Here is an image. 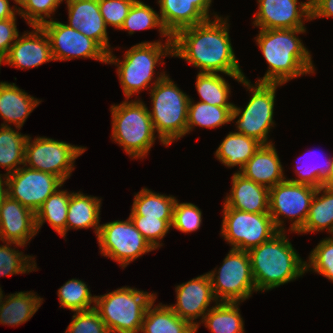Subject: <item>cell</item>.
I'll list each match as a JSON object with an SVG mask.
<instances>
[{"label": "cell", "instance_id": "1", "mask_svg": "<svg viewBox=\"0 0 333 333\" xmlns=\"http://www.w3.org/2000/svg\"><path fill=\"white\" fill-rule=\"evenodd\" d=\"M214 16V21L208 19L178 31L172 37V56L185 59L199 68V73L221 72L241 82L245 75L231 45L228 19Z\"/></svg>", "mask_w": 333, "mask_h": 333}, {"label": "cell", "instance_id": "2", "mask_svg": "<svg viewBox=\"0 0 333 333\" xmlns=\"http://www.w3.org/2000/svg\"><path fill=\"white\" fill-rule=\"evenodd\" d=\"M305 32L306 28L260 29L255 40L269 66L259 83L285 84L315 73L310 52L296 36Z\"/></svg>", "mask_w": 333, "mask_h": 333}, {"label": "cell", "instance_id": "3", "mask_svg": "<svg viewBox=\"0 0 333 333\" xmlns=\"http://www.w3.org/2000/svg\"><path fill=\"white\" fill-rule=\"evenodd\" d=\"M252 274L257 291H268L298 279L306 272L303 261L285 231H279L271 239L249 251Z\"/></svg>", "mask_w": 333, "mask_h": 333}, {"label": "cell", "instance_id": "4", "mask_svg": "<svg viewBox=\"0 0 333 333\" xmlns=\"http://www.w3.org/2000/svg\"><path fill=\"white\" fill-rule=\"evenodd\" d=\"M167 55L173 57L172 39H167L164 45L160 41L136 44L124 53L123 60L116 58L111 51L108 53L107 64L117 65V74L123 93L129 100L135 93L139 94L147 87L151 89L154 83L159 82L166 75L165 72H161L155 80L153 78L156 64L164 65L160 59ZM152 79L154 81L151 83Z\"/></svg>", "mask_w": 333, "mask_h": 333}, {"label": "cell", "instance_id": "5", "mask_svg": "<svg viewBox=\"0 0 333 333\" xmlns=\"http://www.w3.org/2000/svg\"><path fill=\"white\" fill-rule=\"evenodd\" d=\"M152 111H149L160 142L168 146L187 134L190 97L166 74L150 89Z\"/></svg>", "mask_w": 333, "mask_h": 333}, {"label": "cell", "instance_id": "6", "mask_svg": "<svg viewBox=\"0 0 333 333\" xmlns=\"http://www.w3.org/2000/svg\"><path fill=\"white\" fill-rule=\"evenodd\" d=\"M110 110L113 141L132 159H143L156 140L148 107L141 100L126 99L111 106Z\"/></svg>", "mask_w": 333, "mask_h": 333}, {"label": "cell", "instance_id": "7", "mask_svg": "<svg viewBox=\"0 0 333 333\" xmlns=\"http://www.w3.org/2000/svg\"><path fill=\"white\" fill-rule=\"evenodd\" d=\"M155 300L154 293L126 286L96 296L94 309L109 333H138L141 332L147 307Z\"/></svg>", "mask_w": 333, "mask_h": 333}, {"label": "cell", "instance_id": "8", "mask_svg": "<svg viewBox=\"0 0 333 333\" xmlns=\"http://www.w3.org/2000/svg\"><path fill=\"white\" fill-rule=\"evenodd\" d=\"M240 83L250 91L251 98L245 109L239 108L235 104L233 106L231 121L239 117L236 121L237 133L252 137L262 145L272 144L271 141H268V133L274 127L273 111L276 89L282 84L256 81L253 85L246 77Z\"/></svg>", "mask_w": 333, "mask_h": 333}, {"label": "cell", "instance_id": "9", "mask_svg": "<svg viewBox=\"0 0 333 333\" xmlns=\"http://www.w3.org/2000/svg\"><path fill=\"white\" fill-rule=\"evenodd\" d=\"M207 274L217 302H243L257 292L248 251L231 248L218 271Z\"/></svg>", "mask_w": 333, "mask_h": 333}, {"label": "cell", "instance_id": "10", "mask_svg": "<svg viewBox=\"0 0 333 333\" xmlns=\"http://www.w3.org/2000/svg\"><path fill=\"white\" fill-rule=\"evenodd\" d=\"M278 232L269 213H249L223 207L221 235L232 249L249 251Z\"/></svg>", "mask_w": 333, "mask_h": 333}, {"label": "cell", "instance_id": "11", "mask_svg": "<svg viewBox=\"0 0 333 333\" xmlns=\"http://www.w3.org/2000/svg\"><path fill=\"white\" fill-rule=\"evenodd\" d=\"M31 139L28 136L25 143L24 165L51 173L63 182L71 176L75 160L86 151V147L51 138L36 137L33 142Z\"/></svg>", "mask_w": 333, "mask_h": 333}, {"label": "cell", "instance_id": "12", "mask_svg": "<svg viewBox=\"0 0 333 333\" xmlns=\"http://www.w3.org/2000/svg\"><path fill=\"white\" fill-rule=\"evenodd\" d=\"M97 239L100 253L118 262L122 268L155 250L136 229L130 217L100 225Z\"/></svg>", "mask_w": 333, "mask_h": 333}, {"label": "cell", "instance_id": "13", "mask_svg": "<svg viewBox=\"0 0 333 333\" xmlns=\"http://www.w3.org/2000/svg\"><path fill=\"white\" fill-rule=\"evenodd\" d=\"M316 189L287 180L269 189V214L279 231H285L281 216L293 221L289 231L297 233L304 226Z\"/></svg>", "mask_w": 333, "mask_h": 333}, {"label": "cell", "instance_id": "14", "mask_svg": "<svg viewBox=\"0 0 333 333\" xmlns=\"http://www.w3.org/2000/svg\"><path fill=\"white\" fill-rule=\"evenodd\" d=\"M41 27L49 38L54 61L82 57L107 63L108 53L95 40L80 31L53 19Z\"/></svg>", "mask_w": 333, "mask_h": 333}, {"label": "cell", "instance_id": "15", "mask_svg": "<svg viewBox=\"0 0 333 333\" xmlns=\"http://www.w3.org/2000/svg\"><path fill=\"white\" fill-rule=\"evenodd\" d=\"M8 196L36 213L44 201L64 182L57 176L23 165L6 175Z\"/></svg>", "mask_w": 333, "mask_h": 333}, {"label": "cell", "instance_id": "16", "mask_svg": "<svg viewBox=\"0 0 333 333\" xmlns=\"http://www.w3.org/2000/svg\"><path fill=\"white\" fill-rule=\"evenodd\" d=\"M257 2L258 12L254 15L253 24L260 29L305 28L304 20H311L310 0L301 3H298V0H257Z\"/></svg>", "mask_w": 333, "mask_h": 333}, {"label": "cell", "instance_id": "17", "mask_svg": "<svg viewBox=\"0 0 333 333\" xmlns=\"http://www.w3.org/2000/svg\"><path fill=\"white\" fill-rule=\"evenodd\" d=\"M176 304L169 307L181 318L189 321L199 328L197 318L203 320L205 314L212 308H208L210 303L217 302L212 291L209 275L203 274L191 279L186 283L178 285L176 288ZM196 320V321H194Z\"/></svg>", "mask_w": 333, "mask_h": 333}, {"label": "cell", "instance_id": "18", "mask_svg": "<svg viewBox=\"0 0 333 333\" xmlns=\"http://www.w3.org/2000/svg\"><path fill=\"white\" fill-rule=\"evenodd\" d=\"M33 30L17 37L4 64L20 69L38 68L43 63L54 61L49 38L41 26H32Z\"/></svg>", "mask_w": 333, "mask_h": 333}, {"label": "cell", "instance_id": "19", "mask_svg": "<svg viewBox=\"0 0 333 333\" xmlns=\"http://www.w3.org/2000/svg\"><path fill=\"white\" fill-rule=\"evenodd\" d=\"M211 2L212 0H158L161 22L173 37L182 29L210 19Z\"/></svg>", "mask_w": 333, "mask_h": 333}, {"label": "cell", "instance_id": "20", "mask_svg": "<svg viewBox=\"0 0 333 333\" xmlns=\"http://www.w3.org/2000/svg\"><path fill=\"white\" fill-rule=\"evenodd\" d=\"M36 233L35 213L8 196L0 209V240L26 245Z\"/></svg>", "mask_w": 333, "mask_h": 333}, {"label": "cell", "instance_id": "21", "mask_svg": "<svg viewBox=\"0 0 333 333\" xmlns=\"http://www.w3.org/2000/svg\"><path fill=\"white\" fill-rule=\"evenodd\" d=\"M68 26L95 40L107 53L111 52L107 26L100 13L98 0H65Z\"/></svg>", "mask_w": 333, "mask_h": 333}, {"label": "cell", "instance_id": "22", "mask_svg": "<svg viewBox=\"0 0 333 333\" xmlns=\"http://www.w3.org/2000/svg\"><path fill=\"white\" fill-rule=\"evenodd\" d=\"M223 207L249 213H269V188L247 179L239 172L232 176V188Z\"/></svg>", "mask_w": 333, "mask_h": 333}, {"label": "cell", "instance_id": "23", "mask_svg": "<svg viewBox=\"0 0 333 333\" xmlns=\"http://www.w3.org/2000/svg\"><path fill=\"white\" fill-rule=\"evenodd\" d=\"M239 173L269 189L286 180L273 143L261 145Z\"/></svg>", "mask_w": 333, "mask_h": 333}, {"label": "cell", "instance_id": "24", "mask_svg": "<svg viewBox=\"0 0 333 333\" xmlns=\"http://www.w3.org/2000/svg\"><path fill=\"white\" fill-rule=\"evenodd\" d=\"M40 103V100L28 95L15 83L0 82V116L4 120L1 126L13 123L17 130H20Z\"/></svg>", "mask_w": 333, "mask_h": 333}, {"label": "cell", "instance_id": "25", "mask_svg": "<svg viewBox=\"0 0 333 333\" xmlns=\"http://www.w3.org/2000/svg\"><path fill=\"white\" fill-rule=\"evenodd\" d=\"M100 208L101 199L81 192H73L68 206L65 237L70 229H89L92 227L97 237L100 229Z\"/></svg>", "mask_w": 333, "mask_h": 333}, {"label": "cell", "instance_id": "26", "mask_svg": "<svg viewBox=\"0 0 333 333\" xmlns=\"http://www.w3.org/2000/svg\"><path fill=\"white\" fill-rule=\"evenodd\" d=\"M154 301L147 307L141 333H196V327L181 319L168 305Z\"/></svg>", "mask_w": 333, "mask_h": 333}, {"label": "cell", "instance_id": "27", "mask_svg": "<svg viewBox=\"0 0 333 333\" xmlns=\"http://www.w3.org/2000/svg\"><path fill=\"white\" fill-rule=\"evenodd\" d=\"M262 144L252 137L237 132H230L215 152L216 158L225 166H243L252 158Z\"/></svg>", "mask_w": 333, "mask_h": 333}, {"label": "cell", "instance_id": "28", "mask_svg": "<svg viewBox=\"0 0 333 333\" xmlns=\"http://www.w3.org/2000/svg\"><path fill=\"white\" fill-rule=\"evenodd\" d=\"M42 301L43 298L31 291L5 296L0 309V324L18 326L27 322L38 311Z\"/></svg>", "mask_w": 333, "mask_h": 333}, {"label": "cell", "instance_id": "29", "mask_svg": "<svg viewBox=\"0 0 333 333\" xmlns=\"http://www.w3.org/2000/svg\"><path fill=\"white\" fill-rule=\"evenodd\" d=\"M176 198L153 192L147 188L134 195L130 215H143L145 218L165 220L170 226L173 221V208Z\"/></svg>", "mask_w": 333, "mask_h": 333}, {"label": "cell", "instance_id": "30", "mask_svg": "<svg viewBox=\"0 0 333 333\" xmlns=\"http://www.w3.org/2000/svg\"><path fill=\"white\" fill-rule=\"evenodd\" d=\"M332 226L333 188L323 185L316 189V193L310 205L307 220L304 226L297 233H309L323 230H327L329 232Z\"/></svg>", "mask_w": 333, "mask_h": 333}, {"label": "cell", "instance_id": "31", "mask_svg": "<svg viewBox=\"0 0 333 333\" xmlns=\"http://www.w3.org/2000/svg\"><path fill=\"white\" fill-rule=\"evenodd\" d=\"M67 190L57 189L35 213L36 229L39 232L46 221L60 236L65 237V226L70 196Z\"/></svg>", "mask_w": 333, "mask_h": 333}, {"label": "cell", "instance_id": "32", "mask_svg": "<svg viewBox=\"0 0 333 333\" xmlns=\"http://www.w3.org/2000/svg\"><path fill=\"white\" fill-rule=\"evenodd\" d=\"M215 303L201 321L205 327L212 333H245L238 306L240 302Z\"/></svg>", "mask_w": 333, "mask_h": 333}, {"label": "cell", "instance_id": "33", "mask_svg": "<svg viewBox=\"0 0 333 333\" xmlns=\"http://www.w3.org/2000/svg\"><path fill=\"white\" fill-rule=\"evenodd\" d=\"M28 135H23L11 126H0V167L9 175L24 165L25 143ZM17 166V167H16Z\"/></svg>", "mask_w": 333, "mask_h": 333}, {"label": "cell", "instance_id": "34", "mask_svg": "<svg viewBox=\"0 0 333 333\" xmlns=\"http://www.w3.org/2000/svg\"><path fill=\"white\" fill-rule=\"evenodd\" d=\"M233 107H218L204 102H197L190 98L187 113V133L192 131L194 126L205 128H217L230 123Z\"/></svg>", "mask_w": 333, "mask_h": 333}, {"label": "cell", "instance_id": "35", "mask_svg": "<svg viewBox=\"0 0 333 333\" xmlns=\"http://www.w3.org/2000/svg\"><path fill=\"white\" fill-rule=\"evenodd\" d=\"M196 89L201 98L200 102L218 107H233L228 101L230 85L218 73H198Z\"/></svg>", "mask_w": 333, "mask_h": 333}, {"label": "cell", "instance_id": "36", "mask_svg": "<svg viewBox=\"0 0 333 333\" xmlns=\"http://www.w3.org/2000/svg\"><path fill=\"white\" fill-rule=\"evenodd\" d=\"M156 27L159 28L158 31L163 38L166 36L167 39H172L165 30L160 15L149 5L144 4L140 0H136L130 8L128 16L125 18L120 30H128V33L132 35L135 30L152 29Z\"/></svg>", "mask_w": 333, "mask_h": 333}, {"label": "cell", "instance_id": "37", "mask_svg": "<svg viewBox=\"0 0 333 333\" xmlns=\"http://www.w3.org/2000/svg\"><path fill=\"white\" fill-rule=\"evenodd\" d=\"M57 295L60 307L73 312L88 311L95 307L96 296H92L86 283L79 279L67 281L58 289Z\"/></svg>", "mask_w": 333, "mask_h": 333}, {"label": "cell", "instance_id": "38", "mask_svg": "<svg viewBox=\"0 0 333 333\" xmlns=\"http://www.w3.org/2000/svg\"><path fill=\"white\" fill-rule=\"evenodd\" d=\"M5 243L6 245H0V276L24 274L36 270L37 265L32 256L24 255L23 252L11 248V244H15L16 247L24 245L15 242Z\"/></svg>", "mask_w": 333, "mask_h": 333}, {"label": "cell", "instance_id": "39", "mask_svg": "<svg viewBox=\"0 0 333 333\" xmlns=\"http://www.w3.org/2000/svg\"><path fill=\"white\" fill-rule=\"evenodd\" d=\"M307 154V153H306ZM305 155V154H304ZM319 157H322L319 155ZM323 158V157H322ZM324 160V159H323ZM307 162V161H306ZM317 163V162H316ZM304 164V163H303ZM314 164V163H313ZM307 165V164H304ZM301 164L297 165V169L295 170L296 175H298L297 179H286L287 181L308 185L314 188H319L325 184V182L329 179L333 172V157H329L328 160L319 164L307 165L304 166ZM319 165V166H318Z\"/></svg>", "mask_w": 333, "mask_h": 333}, {"label": "cell", "instance_id": "40", "mask_svg": "<svg viewBox=\"0 0 333 333\" xmlns=\"http://www.w3.org/2000/svg\"><path fill=\"white\" fill-rule=\"evenodd\" d=\"M306 271L311 270L333 282V242L325 238L311 251ZM311 268V269H310Z\"/></svg>", "mask_w": 333, "mask_h": 333}, {"label": "cell", "instance_id": "41", "mask_svg": "<svg viewBox=\"0 0 333 333\" xmlns=\"http://www.w3.org/2000/svg\"><path fill=\"white\" fill-rule=\"evenodd\" d=\"M202 223L201 210L192 203H179L176 199L173 208L172 228L183 233H190L198 230Z\"/></svg>", "mask_w": 333, "mask_h": 333}, {"label": "cell", "instance_id": "42", "mask_svg": "<svg viewBox=\"0 0 333 333\" xmlns=\"http://www.w3.org/2000/svg\"><path fill=\"white\" fill-rule=\"evenodd\" d=\"M63 0H28L27 3L19 8V15L23 17L27 24L32 26H41L46 23L53 12L56 11Z\"/></svg>", "mask_w": 333, "mask_h": 333}, {"label": "cell", "instance_id": "43", "mask_svg": "<svg viewBox=\"0 0 333 333\" xmlns=\"http://www.w3.org/2000/svg\"><path fill=\"white\" fill-rule=\"evenodd\" d=\"M129 217L136 229L154 249L163 246L159 241L162 240L171 229V226L165 220L145 218L143 215H130Z\"/></svg>", "mask_w": 333, "mask_h": 333}, {"label": "cell", "instance_id": "44", "mask_svg": "<svg viewBox=\"0 0 333 333\" xmlns=\"http://www.w3.org/2000/svg\"><path fill=\"white\" fill-rule=\"evenodd\" d=\"M66 333H109L99 313L93 308L75 312Z\"/></svg>", "mask_w": 333, "mask_h": 333}, {"label": "cell", "instance_id": "45", "mask_svg": "<svg viewBox=\"0 0 333 333\" xmlns=\"http://www.w3.org/2000/svg\"><path fill=\"white\" fill-rule=\"evenodd\" d=\"M136 0H98L100 13L106 26L120 30L129 10Z\"/></svg>", "mask_w": 333, "mask_h": 333}, {"label": "cell", "instance_id": "46", "mask_svg": "<svg viewBox=\"0 0 333 333\" xmlns=\"http://www.w3.org/2000/svg\"><path fill=\"white\" fill-rule=\"evenodd\" d=\"M18 35L16 17L0 20V56L2 58L8 54Z\"/></svg>", "mask_w": 333, "mask_h": 333}, {"label": "cell", "instance_id": "47", "mask_svg": "<svg viewBox=\"0 0 333 333\" xmlns=\"http://www.w3.org/2000/svg\"><path fill=\"white\" fill-rule=\"evenodd\" d=\"M311 20L333 16V0H310Z\"/></svg>", "mask_w": 333, "mask_h": 333}, {"label": "cell", "instance_id": "48", "mask_svg": "<svg viewBox=\"0 0 333 333\" xmlns=\"http://www.w3.org/2000/svg\"><path fill=\"white\" fill-rule=\"evenodd\" d=\"M14 7H10L9 0H0V20L15 17V13H19V8Z\"/></svg>", "mask_w": 333, "mask_h": 333}, {"label": "cell", "instance_id": "49", "mask_svg": "<svg viewBox=\"0 0 333 333\" xmlns=\"http://www.w3.org/2000/svg\"><path fill=\"white\" fill-rule=\"evenodd\" d=\"M3 177H5L4 181H3ZM6 177L7 176L5 174L3 176H2V174H0V209L2 207L4 200L8 197V185H7Z\"/></svg>", "mask_w": 333, "mask_h": 333}, {"label": "cell", "instance_id": "50", "mask_svg": "<svg viewBox=\"0 0 333 333\" xmlns=\"http://www.w3.org/2000/svg\"><path fill=\"white\" fill-rule=\"evenodd\" d=\"M327 187L333 188V172L332 175L329 177V179L324 184Z\"/></svg>", "mask_w": 333, "mask_h": 333}, {"label": "cell", "instance_id": "51", "mask_svg": "<svg viewBox=\"0 0 333 333\" xmlns=\"http://www.w3.org/2000/svg\"><path fill=\"white\" fill-rule=\"evenodd\" d=\"M16 4L20 5L21 8L27 3L28 0H13Z\"/></svg>", "mask_w": 333, "mask_h": 333}, {"label": "cell", "instance_id": "52", "mask_svg": "<svg viewBox=\"0 0 333 333\" xmlns=\"http://www.w3.org/2000/svg\"><path fill=\"white\" fill-rule=\"evenodd\" d=\"M3 297H4V295H3V291H2V289H1V287H0V309H1V305H2V303H3ZM1 311V310H0Z\"/></svg>", "mask_w": 333, "mask_h": 333}, {"label": "cell", "instance_id": "53", "mask_svg": "<svg viewBox=\"0 0 333 333\" xmlns=\"http://www.w3.org/2000/svg\"><path fill=\"white\" fill-rule=\"evenodd\" d=\"M329 233H331L332 236L328 237V239L333 242V226H332L331 230L329 231Z\"/></svg>", "mask_w": 333, "mask_h": 333}, {"label": "cell", "instance_id": "54", "mask_svg": "<svg viewBox=\"0 0 333 333\" xmlns=\"http://www.w3.org/2000/svg\"><path fill=\"white\" fill-rule=\"evenodd\" d=\"M3 62H4L3 58L0 56V67H1V65H2Z\"/></svg>", "mask_w": 333, "mask_h": 333}]
</instances>
